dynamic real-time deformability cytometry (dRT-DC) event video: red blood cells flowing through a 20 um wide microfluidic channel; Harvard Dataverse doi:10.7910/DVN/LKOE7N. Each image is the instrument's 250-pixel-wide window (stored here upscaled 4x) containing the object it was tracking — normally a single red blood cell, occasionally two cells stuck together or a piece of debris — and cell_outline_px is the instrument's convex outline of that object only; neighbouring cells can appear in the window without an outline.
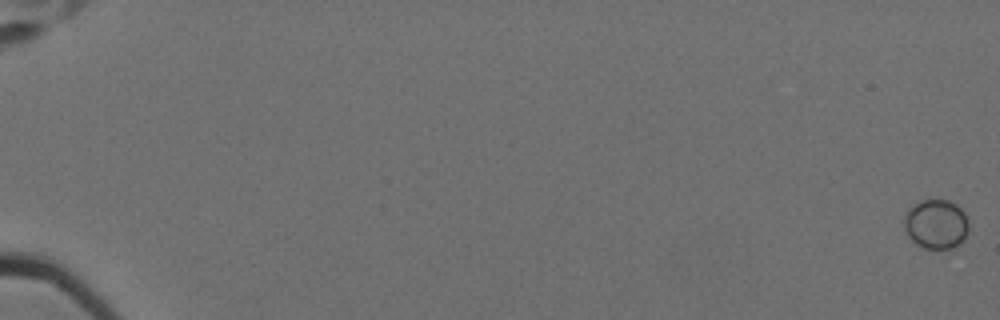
{"species": "Egyptian fruit bat (a non-hibernating species)", "species_latin": "Rousettus aegyptiacus", "temperature_condition": "cold", "stored_images_in_passage": 63, "camera_frame_rate_fps": 3000, "um_per_image_px": 0.085, "animal": {"sex": "female"}, "frame": {"image": 1, "passage_image": 1, "time_ms": 0.0, "image_size_px": [1000, 320], "cell_outline_px": [[968, 232], [964, 240], [960, 244], [952, 248], [924, 248], [916, 244], [908, 236], [904, 228], [904, 216], [920, 200], [936, 196], [948, 200], [956, 204], [964, 212], [968, 220]], "centroid_in_image_um": [79.59, 19.02], "position_along_channel_um": 5.4, "area_um2": 18.96}}
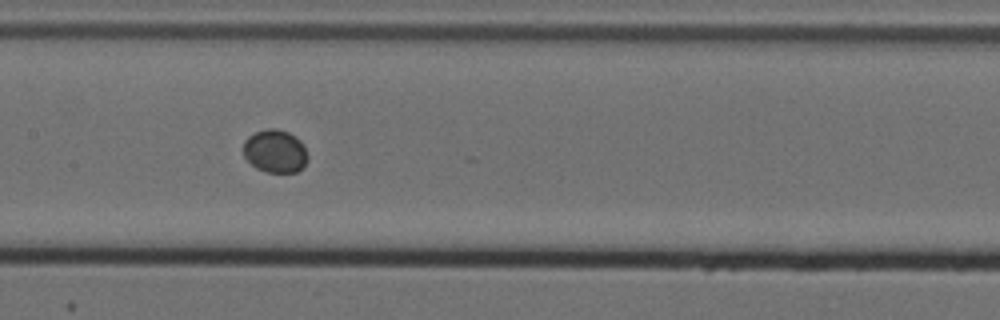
{"frame": {"image": 2, "passage_image": 34, "time_ms": 11.0, "image_size_px": [1000, 320], "cell_outline_px": [[308, 160], [304, 168], [296, 172], [268, 172], [256, 168], [244, 156], [244, 140], [248, 136], [256, 132], [268, 128], [276, 128], [288, 132], [296, 136], [300, 140], [308, 156]], "centroid_in_image_um": [23.41, 12.85], "position_along_channel_um": 184.0, "area_um2": 16.18}}
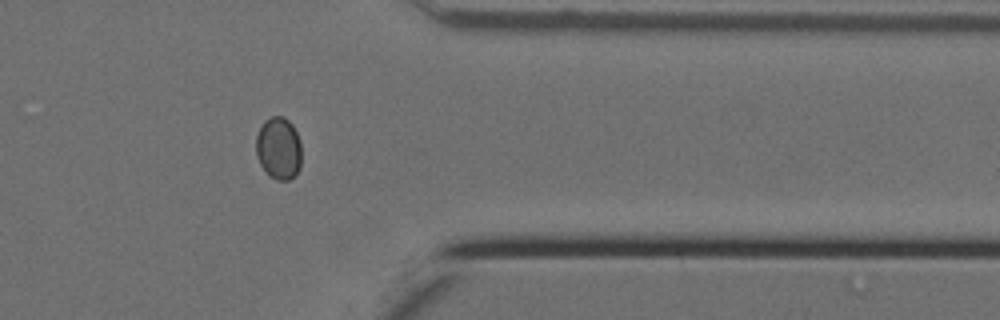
{"frame": {"image": 3, "passage_image": 52, "time_ms": 17.0, "image_size_px": [1000, 320], "cell_outline_px": [[300, 168], [288, 180], [276, 180], [260, 164], [256, 156], [256, 136], [264, 120], [272, 116], [284, 116], [292, 124], [300, 140]], "centroid_in_image_um": [23.67, 12.57], "position_along_channel_um": 387.7, "area_um2": 16.36}}